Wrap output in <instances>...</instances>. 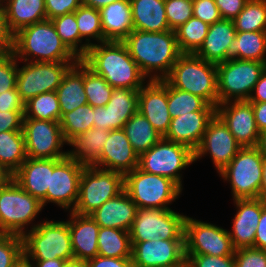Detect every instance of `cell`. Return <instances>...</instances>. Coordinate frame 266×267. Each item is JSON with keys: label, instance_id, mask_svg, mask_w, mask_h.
I'll use <instances>...</instances> for the list:
<instances>
[{"label": "cell", "instance_id": "1", "mask_svg": "<svg viewBox=\"0 0 266 267\" xmlns=\"http://www.w3.org/2000/svg\"><path fill=\"white\" fill-rule=\"evenodd\" d=\"M123 42L142 74L146 78L149 77V81L164 80L182 54L177 44L175 30L165 32L132 30Z\"/></svg>", "mask_w": 266, "mask_h": 267}, {"label": "cell", "instance_id": "2", "mask_svg": "<svg viewBox=\"0 0 266 267\" xmlns=\"http://www.w3.org/2000/svg\"><path fill=\"white\" fill-rule=\"evenodd\" d=\"M81 61L113 88L140 89L146 83L123 41L94 43Z\"/></svg>", "mask_w": 266, "mask_h": 267}, {"label": "cell", "instance_id": "3", "mask_svg": "<svg viewBox=\"0 0 266 267\" xmlns=\"http://www.w3.org/2000/svg\"><path fill=\"white\" fill-rule=\"evenodd\" d=\"M12 53L21 62L79 61L62 42L51 20L34 23L15 33Z\"/></svg>", "mask_w": 266, "mask_h": 267}, {"label": "cell", "instance_id": "4", "mask_svg": "<svg viewBox=\"0 0 266 267\" xmlns=\"http://www.w3.org/2000/svg\"><path fill=\"white\" fill-rule=\"evenodd\" d=\"M165 80L174 88L203 98L215 108L218 105L216 64L194 53H182Z\"/></svg>", "mask_w": 266, "mask_h": 267}, {"label": "cell", "instance_id": "5", "mask_svg": "<svg viewBox=\"0 0 266 267\" xmlns=\"http://www.w3.org/2000/svg\"><path fill=\"white\" fill-rule=\"evenodd\" d=\"M30 228L22 236L25 260L74 259L68 221L44 220Z\"/></svg>", "mask_w": 266, "mask_h": 267}, {"label": "cell", "instance_id": "6", "mask_svg": "<svg viewBox=\"0 0 266 267\" xmlns=\"http://www.w3.org/2000/svg\"><path fill=\"white\" fill-rule=\"evenodd\" d=\"M43 209L42 203L21 188L10 176L0 186V234L23 236Z\"/></svg>", "mask_w": 266, "mask_h": 267}, {"label": "cell", "instance_id": "7", "mask_svg": "<svg viewBox=\"0 0 266 267\" xmlns=\"http://www.w3.org/2000/svg\"><path fill=\"white\" fill-rule=\"evenodd\" d=\"M124 189L139 209H171L167 205L182 192L170 178L144 172L139 167L124 176Z\"/></svg>", "mask_w": 266, "mask_h": 267}, {"label": "cell", "instance_id": "8", "mask_svg": "<svg viewBox=\"0 0 266 267\" xmlns=\"http://www.w3.org/2000/svg\"><path fill=\"white\" fill-rule=\"evenodd\" d=\"M124 190V175L86 165L79 180V197L73 212L90 215Z\"/></svg>", "mask_w": 266, "mask_h": 267}, {"label": "cell", "instance_id": "9", "mask_svg": "<svg viewBox=\"0 0 266 267\" xmlns=\"http://www.w3.org/2000/svg\"><path fill=\"white\" fill-rule=\"evenodd\" d=\"M218 104L248 100L266 62L228 59L216 65Z\"/></svg>", "mask_w": 266, "mask_h": 267}, {"label": "cell", "instance_id": "10", "mask_svg": "<svg viewBox=\"0 0 266 267\" xmlns=\"http://www.w3.org/2000/svg\"><path fill=\"white\" fill-rule=\"evenodd\" d=\"M264 157L256 146L241 147L219 176L230 182L234 199L260 198Z\"/></svg>", "mask_w": 266, "mask_h": 267}, {"label": "cell", "instance_id": "11", "mask_svg": "<svg viewBox=\"0 0 266 267\" xmlns=\"http://www.w3.org/2000/svg\"><path fill=\"white\" fill-rule=\"evenodd\" d=\"M194 161V151L187 145L171 142L163 137L148 151L139 156L138 167L147 173L170 178L181 189V170Z\"/></svg>", "mask_w": 266, "mask_h": 267}, {"label": "cell", "instance_id": "12", "mask_svg": "<svg viewBox=\"0 0 266 267\" xmlns=\"http://www.w3.org/2000/svg\"><path fill=\"white\" fill-rule=\"evenodd\" d=\"M186 215L172 209H138L129 230L131 243L155 239L185 240L184 221Z\"/></svg>", "mask_w": 266, "mask_h": 267}, {"label": "cell", "instance_id": "13", "mask_svg": "<svg viewBox=\"0 0 266 267\" xmlns=\"http://www.w3.org/2000/svg\"><path fill=\"white\" fill-rule=\"evenodd\" d=\"M77 62H24L21 68L17 65L16 88L21 99L27 102L41 93L56 91L65 73Z\"/></svg>", "mask_w": 266, "mask_h": 267}, {"label": "cell", "instance_id": "14", "mask_svg": "<svg viewBox=\"0 0 266 267\" xmlns=\"http://www.w3.org/2000/svg\"><path fill=\"white\" fill-rule=\"evenodd\" d=\"M22 132L28 158L61 159L68 156V151H62L68 143L60 122L24 118Z\"/></svg>", "mask_w": 266, "mask_h": 267}, {"label": "cell", "instance_id": "15", "mask_svg": "<svg viewBox=\"0 0 266 267\" xmlns=\"http://www.w3.org/2000/svg\"><path fill=\"white\" fill-rule=\"evenodd\" d=\"M185 254L231 256L235 248L229 231L189 216L184 221Z\"/></svg>", "mask_w": 266, "mask_h": 267}, {"label": "cell", "instance_id": "16", "mask_svg": "<svg viewBox=\"0 0 266 267\" xmlns=\"http://www.w3.org/2000/svg\"><path fill=\"white\" fill-rule=\"evenodd\" d=\"M85 166L69 155L61 159H50L47 203L51 202L63 210L73 211L78 201L79 180Z\"/></svg>", "mask_w": 266, "mask_h": 267}, {"label": "cell", "instance_id": "17", "mask_svg": "<svg viewBox=\"0 0 266 267\" xmlns=\"http://www.w3.org/2000/svg\"><path fill=\"white\" fill-rule=\"evenodd\" d=\"M240 148L228 126L215 114L206 127L201 143L194 150V161L210 154L219 173L230 163Z\"/></svg>", "mask_w": 266, "mask_h": 267}, {"label": "cell", "instance_id": "18", "mask_svg": "<svg viewBox=\"0 0 266 267\" xmlns=\"http://www.w3.org/2000/svg\"><path fill=\"white\" fill-rule=\"evenodd\" d=\"M139 89L113 88L105 106L93 107V127L105 130L123 129L124 124L138 112Z\"/></svg>", "mask_w": 266, "mask_h": 267}, {"label": "cell", "instance_id": "19", "mask_svg": "<svg viewBox=\"0 0 266 267\" xmlns=\"http://www.w3.org/2000/svg\"><path fill=\"white\" fill-rule=\"evenodd\" d=\"M216 114L228 126L241 147L257 146L260 132L251 102L240 100L220 103L216 107Z\"/></svg>", "mask_w": 266, "mask_h": 267}, {"label": "cell", "instance_id": "20", "mask_svg": "<svg viewBox=\"0 0 266 267\" xmlns=\"http://www.w3.org/2000/svg\"><path fill=\"white\" fill-rule=\"evenodd\" d=\"M138 92V111L147 118L154 129L164 137L168 132L171 116L168 111V82L146 81Z\"/></svg>", "mask_w": 266, "mask_h": 267}, {"label": "cell", "instance_id": "21", "mask_svg": "<svg viewBox=\"0 0 266 267\" xmlns=\"http://www.w3.org/2000/svg\"><path fill=\"white\" fill-rule=\"evenodd\" d=\"M131 244L133 267H166L186 257L185 240L155 239Z\"/></svg>", "mask_w": 266, "mask_h": 267}, {"label": "cell", "instance_id": "22", "mask_svg": "<svg viewBox=\"0 0 266 267\" xmlns=\"http://www.w3.org/2000/svg\"><path fill=\"white\" fill-rule=\"evenodd\" d=\"M95 167L126 175L139 165V156L134 151L123 129L111 130L100 157L92 164Z\"/></svg>", "mask_w": 266, "mask_h": 267}, {"label": "cell", "instance_id": "23", "mask_svg": "<svg viewBox=\"0 0 266 267\" xmlns=\"http://www.w3.org/2000/svg\"><path fill=\"white\" fill-rule=\"evenodd\" d=\"M236 215L229 236L235 249L254 246L256 228L266 202L261 198L234 199Z\"/></svg>", "mask_w": 266, "mask_h": 267}, {"label": "cell", "instance_id": "24", "mask_svg": "<svg viewBox=\"0 0 266 267\" xmlns=\"http://www.w3.org/2000/svg\"><path fill=\"white\" fill-rule=\"evenodd\" d=\"M216 111H193L172 118L164 139L189 146L193 151L201 143L209 121Z\"/></svg>", "mask_w": 266, "mask_h": 267}, {"label": "cell", "instance_id": "25", "mask_svg": "<svg viewBox=\"0 0 266 267\" xmlns=\"http://www.w3.org/2000/svg\"><path fill=\"white\" fill-rule=\"evenodd\" d=\"M138 207L124 189L90 214L100 227L130 230Z\"/></svg>", "mask_w": 266, "mask_h": 267}, {"label": "cell", "instance_id": "26", "mask_svg": "<svg viewBox=\"0 0 266 267\" xmlns=\"http://www.w3.org/2000/svg\"><path fill=\"white\" fill-rule=\"evenodd\" d=\"M70 212L68 220L74 259L87 261L98 255L100 226L90 215Z\"/></svg>", "mask_w": 266, "mask_h": 267}, {"label": "cell", "instance_id": "27", "mask_svg": "<svg viewBox=\"0 0 266 267\" xmlns=\"http://www.w3.org/2000/svg\"><path fill=\"white\" fill-rule=\"evenodd\" d=\"M27 193L37 198L44 207L50 189V159L28 158L11 176Z\"/></svg>", "mask_w": 266, "mask_h": 267}, {"label": "cell", "instance_id": "28", "mask_svg": "<svg viewBox=\"0 0 266 267\" xmlns=\"http://www.w3.org/2000/svg\"><path fill=\"white\" fill-rule=\"evenodd\" d=\"M236 36L233 20L221 19L209 26L200 48L194 53L207 62L219 64L227 61V49Z\"/></svg>", "mask_w": 266, "mask_h": 267}, {"label": "cell", "instance_id": "29", "mask_svg": "<svg viewBox=\"0 0 266 267\" xmlns=\"http://www.w3.org/2000/svg\"><path fill=\"white\" fill-rule=\"evenodd\" d=\"M104 41H123L134 30L130 0H119L100 10Z\"/></svg>", "mask_w": 266, "mask_h": 267}, {"label": "cell", "instance_id": "30", "mask_svg": "<svg viewBox=\"0 0 266 267\" xmlns=\"http://www.w3.org/2000/svg\"><path fill=\"white\" fill-rule=\"evenodd\" d=\"M61 117L74 109L88 104L84 90V63L79 60L65 73L56 90Z\"/></svg>", "mask_w": 266, "mask_h": 267}, {"label": "cell", "instance_id": "31", "mask_svg": "<svg viewBox=\"0 0 266 267\" xmlns=\"http://www.w3.org/2000/svg\"><path fill=\"white\" fill-rule=\"evenodd\" d=\"M134 30L165 32L171 30L165 13V0H130Z\"/></svg>", "mask_w": 266, "mask_h": 267}, {"label": "cell", "instance_id": "32", "mask_svg": "<svg viewBox=\"0 0 266 267\" xmlns=\"http://www.w3.org/2000/svg\"><path fill=\"white\" fill-rule=\"evenodd\" d=\"M3 6L13 35L26 26L47 20L44 0H8Z\"/></svg>", "mask_w": 266, "mask_h": 267}, {"label": "cell", "instance_id": "33", "mask_svg": "<svg viewBox=\"0 0 266 267\" xmlns=\"http://www.w3.org/2000/svg\"><path fill=\"white\" fill-rule=\"evenodd\" d=\"M266 62V31L236 32L227 49V60Z\"/></svg>", "mask_w": 266, "mask_h": 267}, {"label": "cell", "instance_id": "34", "mask_svg": "<svg viewBox=\"0 0 266 267\" xmlns=\"http://www.w3.org/2000/svg\"><path fill=\"white\" fill-rule=\"evenodd\" d=\"M109 130L91 128L74 138L68 145L74 147L68 155L84 165H92L101 155Z\"/></svg>", "mask_w": 266, "mask_h": 267}, {"label": "cell", "instance_id": "35", "mask_svg": "<svg viewBox=\"0 0 266 267\" xmlns=\"http://www.w3.org/2000/svg\"><path fill=\"white\" fill-rule=\"evenodd\" d=\"M27 159L22 130L0 133V167L12 176Z\"/></svg>", "mask_w": 266, "mask_h": 267}, {"label": "cell", "instance_id": "36", "mask_svg": "<svg viewBox=\"0 0 266 267\" xmlns=\"http://www.w3.org/2000/svg\"><path fill=\"white\" fill-rule=\"evenodd\" d=\"M123 130L138 156L148 151L162 138L139 111L124 124Z\"/></svg>", "mask_w": 266, "mask_h": 267}, {"label": "cell", "instance_id": "37", "mask_svg": "<svg viewBox=\"0 0 266 267\" xmlns=\"http://www.w3.org/2000/svg\"><path fill=\"white\" fill-rule=\"evenodd\" d=\"M98 255L113 258H131L132 244L128 231L100 227L98 234Z\"/></svg>", "mask_w": 266, "mask_h": 267}, {"label": "cell", "instance_id": "38", "mask_svg": "<svg viewBox=\"0 0 266 267\" xmlns=\"http://www.w3.org/2000/svg\"><path fill=\"white\" fill-rule=\"evenodd\" d=\"M51 21L62 42L79 60H81L90 46L83 43V39L80 37L75 12L57 16L51 19Z\"/></svg>", "mask_w": 266, "mask_h": 267}, {"label": "cell", "instance_id": "39", "mask_svg": "<svg viewBox=\"0 0 266 267\" xmlns=\"http://www.w3.org/2000/svg\"><path fill=\"white\" fill-rule=\"evenodd\" d=\"M24 118L60 122L61 111L56 91L41 93L25 102Z\"/></svg>", "mask_w": 266, "mask_h": 267}, {"label": "cell", "instance_id": "40", "mask_svg": "<svg viewBox=\"0 0 266 267\" xmlns=\"http://www.w3.org/2000/svg\"><path fill=\"white\" fill-rule=\"evenodd\" d=\"M168 111L171 118L193 111H216L203 98L189 92L176 89L168 83Z\"/></svg>", "mask_w": 266, "mask_h": 267}, {"label": "cell", "instance_id": "41", "mask_svg": "<svg viewBox=\"0 0 266 267\" xmlns=\"http://www.w3.org/2000/svg\"><path fill=\"white\" fill-rule=\"evenodd\" d=\"M94 109L86 104L65 113L60 120L64 139L69 144L74 138L93 128Z\"/></svg>", "mask_w": 266, "mask_h": 267}, {"label": "cell", "instance_id": "42", "mask_svg": "<svg viewBox=\"0 0 266 267\" xmlns=\"http://www.w3.org/2000/svg\"><path fill=\"white\" fill-rule=\"evenodd\" d=\"M209 24L191 17L175 29L177 44L181 53H195L208 33Z\"/></svg>", "mask_w": 266, "mask_h": 267}, {"label": "cell", "instance_id": "43", "mask_svg": "<svg viewBox=\"0 0 266 267\" xmlns=\"http://www.w3.org/2000/svg\"><path fill=\"white\" fill-rule=\"evenodd\" d=\"M233 23L236 32L266 31V0H249Z\"/></svg>", "mask_w": 266, "mask_h": 267}, {"label": "cell", "instance_id": "44", "mask_svg": "<svg viewBox=\"0 0 266 267\" xmlns=\"http://www.w3.org/2000/svg\"><path fill=\"white\" fill-rule=\"evenodd\" d=\"M75 17L80 37L83 40L85 38V44L92 46L94 43L91 42V39L98 43L103 42L100 10L82 4L75 11Z\"/></svg>", "mask_w": 266, "mask_h": 267}, {"label": "cell", "instance_id": "45", "mask_svg": "<svg viewBox=\"0 0 266 267\" xmlns=\"http://www.w3.org/2000/svg\"><path fill=\"white\" fill-rule=\"evenodd\" d=\"M84 90L92 107L105 106L111 98L113 87L84 64Z\"/></svg>", "mask_w": 266, "mask_h": 267}, {"label": "cell", "instance_id": "46", "mask_svg": "<svg viewBox=\"0 0 266 267\" xmlns=\"http://www.w3.org/2000/svg\"><path fill=\"white\" fill-rule=\"evenodd\" d=\"M22 259V236L16 234H0V267H14Z\"/></svg>", "mask_w": 266, "mask_h": 267}, {"label": "cell", "instance_id": "47", "mask_svg": "<svg viewBox=\"0 0 266 267\" xmlns=\"http://www.w3.org/2000/svg\"><path fill=\"white\" fill-rule=\"evenodd\" d=\"M165 13L170 29L175 30L193 17V1L165 0Z\"/></svg>", "mask_w": 266, "mask_h": 267}, {"label": "cell", "instance_id": "48", "mask_svg": "<svg viewBox=\"0 0 266 267\" xmlns=\"http://www.w3.org/2000/svg\"><path fill=\"white\" fill-rule=\"evenodd\" d=\"M17 64L12 52L0 53V94L16 88Z\"/></svg>", "mask_w": 266, "mask_h": 267}, {"label": "cell", "instance_id": "49", "mask_svg": "<svg viewBox=\"0 0 266 267\" xmlns=\"http://www.w3.org/2000/svg\"><path fill=\"white\" fill-rule=\"evenodd\" d=\"M236 267H266V250L253 247L235 250Z\"/></svg>", "mask_w": 266, "mask_h": 267}, {"label": "cell", "instance_id": "50", "mask_svg": "<svg viewBox=\"0 0 266 267\" xmlns=\"http://www.w3.org/2000/svg\"><path fill=\"white\" fill-rule=\"evenodd\" d=\"M191 267H236L234 255L211 256L201 254H185Z\"/></svg>", "mask_w": 266, "mask_h": 267}, {"label": "cell", "instance_id": "51", "mask_svg": "<svg viewBox=\"0 0 266 267\" xmlns=\"http://www.w3.org/2000/svg\"><path fill=\"white\" fill-rule=\"evenodd\" d=\"M193 17L211 25L222 19L215 0H192Z\"/></svg>", "mask_w": 266, "mask_h": 267}, {"label": "cell", "instance_id": "52", "mask_svg": "<svg viewBox=\"0 0 266 267\" xmlns=\"http://www.w3.org/2000/svg\"><path fill=\"white\" fill-rule=\"evenodd\" d=\"M47 20L57 16L75 12L81 5L82 0H44Z\"/></svg>", "mask_w": 266, "mask_h": 267}, {"label": "cell", "instance_id": "53", "mask_svg": "<svg viewBox=\"0 0 266 267\" xmlns=\"http://www.w3.org/2000/svg\"><path fill=\"white\" fill-rule=\"evenodd\" d=\"M25 112V102L21 99L17 88L0 94V112Z\"/></svg>", "mask_w": 266, "mask_h": 267}, {"label": "cell", "instance_id": "54", "mask_svg": "<svg viewBox=\"0 0 266 267\" xmlns=\"http://www.w3.org/2000/svg\"><path fill=\"white\" fill-rule=\"evenodd\" d=\"M249 0H215L222 19L234 20Z\"/></svg>", "mask_w": 266, "mask_h": 267}, {"label": "cell", "instance_id": "55", "mask_svg": "<svg viewBox=\"0 0 266 267\" xmlns=\"http://www.w3.org/2000/svg\"><path fill=\"white\" fill-rule=\"evenodd\" d=\"M23 112H0V133L4 131L22 130Z\"/></svg>", "mask_w": 266, "mask_h": 267}, {"label": "cell", "instance_id": "56", "mask_svg": "<svg viewBox=\"0 0 266 267\" xmlns=\"http://www.w3.org/2000/svg\"><path fill=\"white\" fill-rule=\"evenodd\" d=\"M13 34L7 26L4 6L0 4V53L12 52Z\"/></svg>", "mask_w": 266, "mask_h": 267}, {"label": "cell", "instance_id": "57", "mask_svg": "<svg viewBox=\"0 0 266 267\" xmlns=\"http://www.w3.org/2000/svg\"><path fill=\"white\" fill-rule=\"evenodd\" d=\"M87 267H133L131 258H113L97 255L86 261Z\"/></svg>", "mask_w": 266, "mask_h": 267}, {"label": "cell", "instance_id": "58", "mask_svg": "<svg viewBox=\"0 0 266 267\" xmlns=\"http://www.w3.org/2000/svg\"><path fill=\"white\" fill-rule=\"evenodd\" d=\"M253 248L266 250V206L261 211Z\"/></svg>", "mask_w": 266, "mask_h": 267}, {"label": "cell", "instance_id": "59", "mask_svg": "<svg viewBox=\"0 0 266 267\" xmlns=\"http://www.w3.org/2000/svg\"><path fill=\"white\" fill-rule=\"evenodd\" d=\"M249 102H266V68L261 73L253 91L248 98Z\"/></svg>", "mask_w": 266, "mask_h": 267}, {"label": "cell", "instance_id": "60", "mask_svg": "<svg viewBox=\"0 0 266 267\" xmlns=\"http://www.w3.org/2000/svg\"><path fill=\"white\" fill-rule=\"evenodd\" d=\"M259 132L266 130V102H251Z\"/></svg>", "mask_w": 266, "mask_h": 267}, {"label": "cell", "instance_id": "61", "mask_svg": "<svg viewBox=\"0 0 266 267\" xmlns=\"http://www.w3.org/2000/svg\"><path fill=\"white\" fill-rule=\"evenodd\" d=\"M31 267H63L66 260L51 259V260H27ZM32 261V262H31Z\"/></svg>", "mask_w": 266, "mask_h": 267}, {"label": "cell", "instance_id": "62", "mask_svg": "<svg viewBox=\"0 0 266 267\" xmlns=\"http://www.w3.org/2000/svg\"><path fill=\"white\" fill-rule=\"evenodd\" d=\"M119 0H82V4L87 7H92L96 10H101L105 6Z\"/></svg>", "mask_w": 266, "mask_h": 267}, {"label": "cell", "instance_id": "63", "mask_svg": "<svg viewBox=\"0 0 266 267\" xmlns=\"http://www.w3.org/2000/svg\"><path fill=\"white\" fill-rule=\"evenodd\" d=\"M256 147L261 155L266 158V130L260 132Z\"/></svg>", "mask_w": 266, "mask_h": 267}, {"label": "cell", "instance_id": "64", "mask_svg": "<svg viewBox=\"0 0 266 267\" xmlns=\"http://www.w3.org/2000/svg\"><path fill=\"white\" fill-rule=\"evenodd\" d=\"M260 198L266 202V158L263 159L262 183L260 186Z\"/></svg>", "mask_w": 266, "mask_h": 267}, {"label": "cell", "instance_id": "65", "mask_svg": "<svg viewBox=\"0 0 266 267\" xmlns=\"http://www.w3.org/2000/svg\"><path fill=\"white\" fill-rule=\"evenodd\" d=\"M63 267H87L86 261L72 259L65 261Z\"/></svg>", "mask_w": 266, "mask_h": 267}, {"label": "cell", "instance_id": "66", "mask_svg": "<svg viewBox=\"0 0 266 267\" xmlns=\"http://www.w3.org/2000/svg\"><path fill=\"white\" fill-rule=\"evenodd\" d=\"M166 267H191L190 266V262L187 259V257H185L183 260L179 261L178 263L171 265V266H166Z\"/></svg>", "mask_w": 266, "mask_h": 267}, {"label": "cell", "instance_id": "67", "mask_svg": "<svg viewBox=\"0 0 266 267\" xmlns=\"http://www.w3.org/2000/svg\"><path fill=\"white\" fill-rule=\"evenodd\" d=\"M10 177L1 167H0V186Z\"/></svg>", "mask_w": 266, "mask_h": 267}, {"label": "cell", "instance_id": "68", "mask_svg": "<svg viewBox=\"0 0 266 267\" xmlns=\"http://www.w3.org/2000/svg\"><path fill=\"white\" fill-rule=\"evenodd\" d=\"M14 267H31L30 266V263L27 261V260H25L24 258L20 261V262H18Z\"/></svg>", "mask_w": 266, "mask_h": 267}, {"label": "cell", "instance_id": "69", "mask_svg": "<svg viewBox=\"0 0 266 267\" xmlns=\"http://www.w3.org/2000/svg\"><path fill=\"white\" fill-rule=\"evenodd\" d=\"M5 1L7 2L8 0H0V4L4 5Z\"/></svg>", "mask_w": 266, "mask_h": 267}]
</instances>
